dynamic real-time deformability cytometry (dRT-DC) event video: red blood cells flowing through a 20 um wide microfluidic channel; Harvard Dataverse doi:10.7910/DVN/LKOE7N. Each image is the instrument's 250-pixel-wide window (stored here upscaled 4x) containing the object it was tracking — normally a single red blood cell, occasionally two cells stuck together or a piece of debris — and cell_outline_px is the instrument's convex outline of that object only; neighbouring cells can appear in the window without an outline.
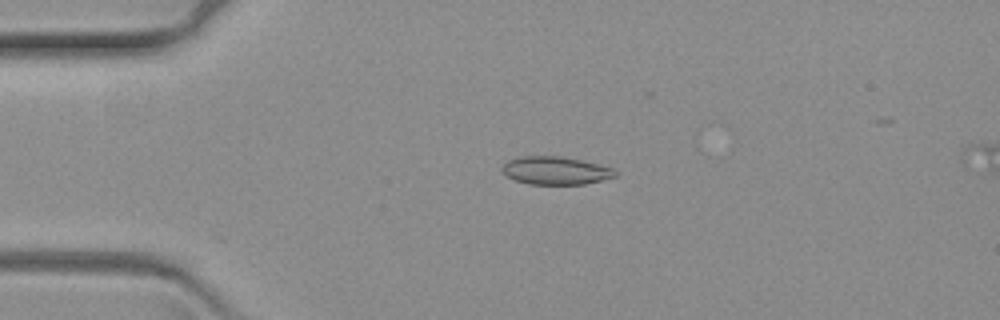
{"species": "common noctule bat (a hibernating species)", "species_latin": "Nyctalus noctula", "temperature_condition": "warm", "stored_images_in_passage": 30, "camera_frame_rate_fps": 3000, "um_per_image_px": 0.085, "animal": {"sex": "female", "body_mass_g": 19.3, "forearm_length_mm": 54.1}, "frame": {"image": 1, "passage_image": 14, "time_ms": 4.333, "image_size_px": [1000, 320], "cell_outline_px": [[616, 176], [584, 184], [528, 184], [512, 180], [500, 168], [508, 160], [516, 156], [560, 156], [580, 160], [616, 168]], "centroid_in_image_um": [47.19, 14.49], "position_along_channel_um": 37.8, "area_um2": 18.5}}
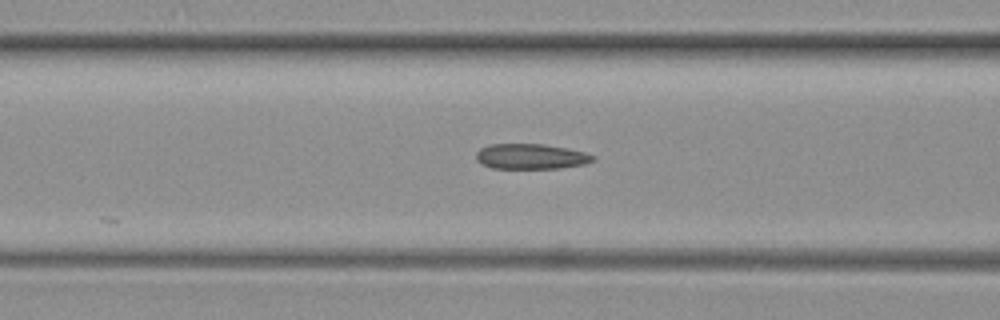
{"frame": {"image": 2, "passage_image": 25, "time_ms": 8.0, "image_size_px": [1000, 320], "cell_outline_px": [[596, 160], [584, 164], [560, 168], [492, 168], [476, 160], [476, 152], [480, 148], [488, 144], [544, 144], [568, 148], [584, 152], [596, 156]], "centroid_in_image_um": [45.14, 13.29], "position_along_channel_um": 121.5, "area_um2": 17.28}}
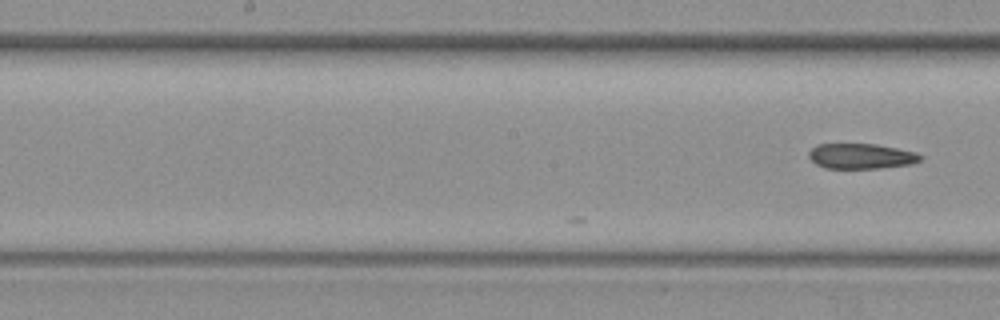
{"frame": {"image": 3, "passage_image": 30, "time_ms": 9.667, "image_size_px": [1000, 320], "cell_outline_px": [[924, 156], [920, 160], [912, 164], [880, 168], [824, 168], [816, 164], [808, 156], [808, 152], [816, 144], [876, 144], [916, 152]], "centroid_in_image_um": [73.2, 13.27], "position_along_channel_um": 175.0, "area_um2": 16.47}}